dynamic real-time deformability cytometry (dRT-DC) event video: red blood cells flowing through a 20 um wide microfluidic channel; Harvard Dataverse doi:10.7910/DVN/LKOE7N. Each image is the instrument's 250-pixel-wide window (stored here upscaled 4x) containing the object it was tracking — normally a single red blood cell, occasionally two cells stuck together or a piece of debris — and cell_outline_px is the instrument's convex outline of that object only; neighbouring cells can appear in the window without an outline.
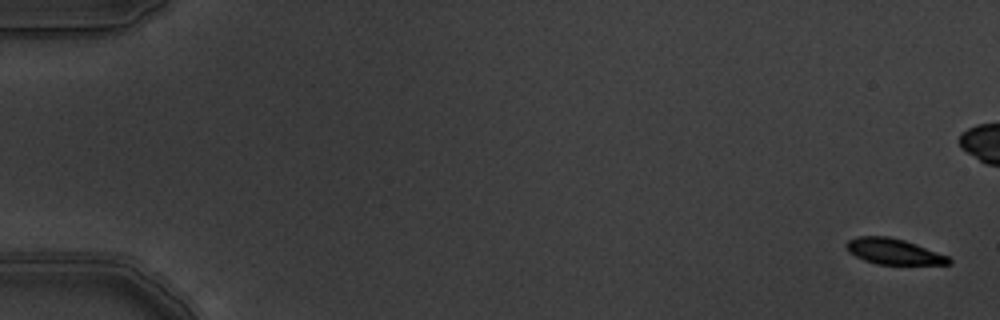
{"species": "common noctule bat (a hibernating species)", "species_latin": "Nyctalus noctula", "temperature_condition": "warm", "stored_images_in_passage": 6, "camera_frame_rate_fps": 3000, "um_per_image_px": 0.085, "animal": {"sex": "male", "body_mass_g": 19.5, "forearm_length_mm": 54.6}, "frame": {"image": 1, "passage_image": 1, "time_ms": 0.0, "image_size_px": [1000, 320], "cell_outline_px": [[952, 264], [876, 264], [864, 260], [848, 252], [844, 244], [848, 240], [856, 236], [888, 236], [904, 240], [916, 244], [948, 256], [952, 260]], "centroid_in_image_um": [75.92, 21.37], "position_along_channel_um": 9.1, "area_um2": 15.37}}